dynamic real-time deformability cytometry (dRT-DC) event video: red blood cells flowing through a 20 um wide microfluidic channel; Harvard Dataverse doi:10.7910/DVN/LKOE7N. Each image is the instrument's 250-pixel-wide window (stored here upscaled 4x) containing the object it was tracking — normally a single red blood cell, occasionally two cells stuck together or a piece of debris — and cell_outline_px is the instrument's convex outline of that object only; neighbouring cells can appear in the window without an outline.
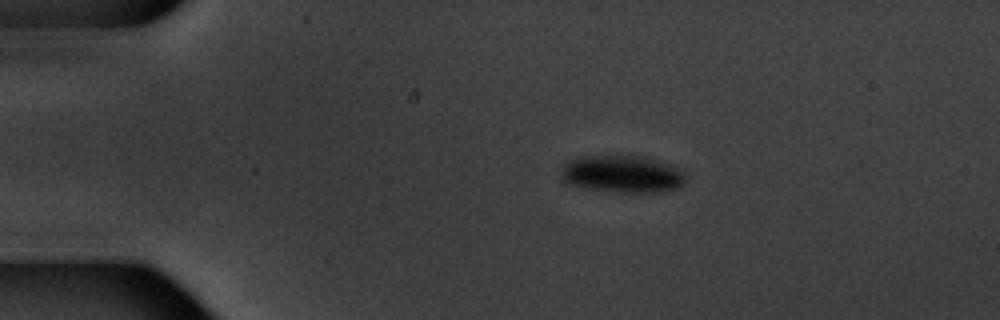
{"species": "common noctule bat (a hibernating species)", "species_latin": "Nyctalus noctula", "temperature_condition": "warm", "stored_images_in_passage": 6, "camera_frame_rate_fps": 3000, "um_per_image_px": 0.085, "animal": {"sex": "male", "body_mass_g": 20.1, "forearm_length_mm": 53.5}, "frame": {"image": 1, "passage_image": 3, "time_ms": 2.333, "image_size_px": [1000, 320], "cell_outline_px": [[684, 184], [680, 188], [652, 192], [620, 192], [588, 188], [568, 184], [564, 180], [560, 172], [560, 168], [564, 164], [572, 160], [584, 156], [644, 156], [680, 168], [684, 172]], "centroid_in_image_um": [52.91, 14.79], "position_along_channel_um": 32.1, "area_um2": 26.82}}